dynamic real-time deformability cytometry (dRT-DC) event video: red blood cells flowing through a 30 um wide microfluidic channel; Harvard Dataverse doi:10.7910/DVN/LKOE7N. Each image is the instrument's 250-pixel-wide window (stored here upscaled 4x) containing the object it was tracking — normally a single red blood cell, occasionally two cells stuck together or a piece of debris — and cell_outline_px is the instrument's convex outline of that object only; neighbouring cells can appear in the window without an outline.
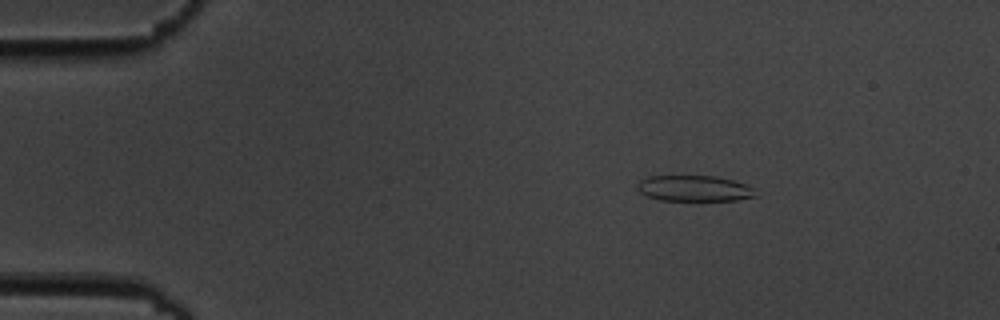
{"species": "common noctule bat (a hibernating species)", "species_latin": "Nyctalus noctula", "temperature_condition": "cold", "stored_images_in_passage": 9, "camera_frame_rate_fps": 3000, "um_per_image_px": 0.085, "animal": {"sex": "male", "body_mass_g": 19.5, "forearm_length_mm": 54.6}, "frame": {"image": 1, "passage_image": 1, "time_ms": 0.0, "image_size_px": [1000, 320], "cell_outline_px": [[756, 196], [736, 200], [660, 200], [648, 196], [640, 192], [636, 188], [636, 184], [640, 180], [648, 176], [716, 176], [748, 184], [752, 188]], "centroid_in_image_um": [58.98, 16.0], "position_along_channel_um": 26.0, "area_um2": 17.74}}
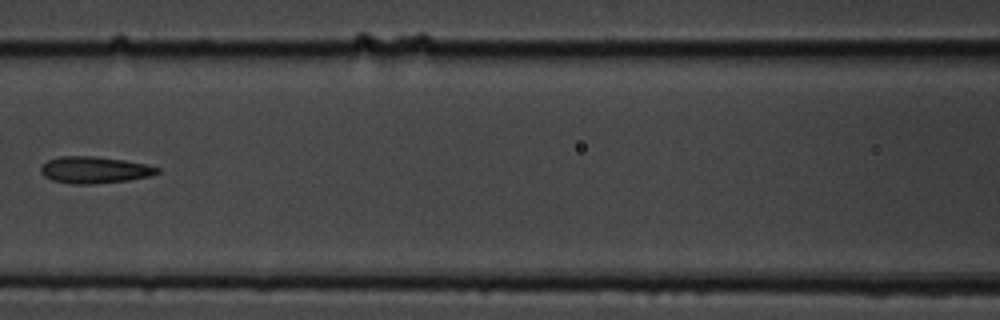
{"frame": {"image": 2, "passage_image": 6, "time_ms": 5.667, "image_size_px": [1000, 320], "cell_outline_px": [[160, 172], [152, 176], [128, 180], [88, 184], [72, 184], [52, 180], [44, 176], [40, 172], [40, 168], [48, 160], [60, 156], [96, 156], [124, 160], [148, 164], [160, 168]], "centroid_in_image_um": [8.06, 14.44], "position_along_channel_um": 158.5, "area_um2": 18.21}}
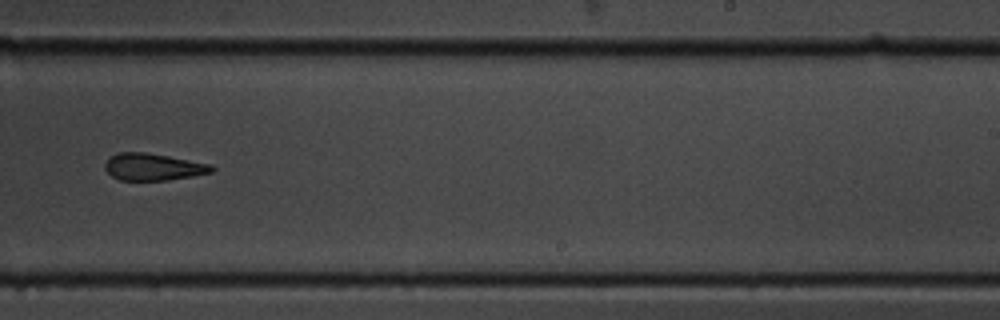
{"frame": {"image": 3, "passage_image": 9, "time_ms": 9.0, "image_size_px": [1000, 320], "cell_outline_px": [[216, 168], [212, 172], [192, 176], [168, 180], [120, 180], [112, 176], [104, 168], [104, 164], [112, 156], [120, 152], [144, 152], [168, 156], [212, 164]], "centroid_in_image_um": [13.04, 14.19], "position_along_channel_um": 276.0, "area_um2": 16.7}}